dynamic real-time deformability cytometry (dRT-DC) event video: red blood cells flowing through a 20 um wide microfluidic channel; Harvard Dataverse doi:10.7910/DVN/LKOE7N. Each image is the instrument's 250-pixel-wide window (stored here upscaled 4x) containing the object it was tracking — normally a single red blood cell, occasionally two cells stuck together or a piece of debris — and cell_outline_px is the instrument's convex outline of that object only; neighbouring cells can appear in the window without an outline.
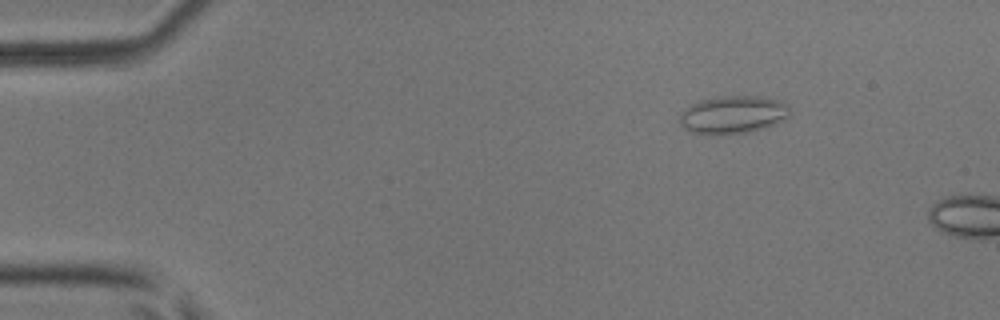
{"species": "common noctule bat (a hibernating species)", "species_latin": "Nyctalus noctula", "temperature_condition": "room temperature", "stored_images_in_passage": 3, "camera_frame_rate_fps": 3000, "um_per_image_px": 0.085, "animal": {"sex": "male", "body_mass_g": 17.9, "forearm_length_mm": 54.2}, "frame": {"image": 1, "passage_image": 2, "time_ms": 0.333, "image_size_px": [1000, 320], "cell_outline_px": [[792, 112], [788, 116], [776, 124], [764, 128], [748, 132], [716, 136], [688, 132], [680, 124], [680, 116], [692, 104], [700, 100], [720, 96], [760, 96], [776, 100], [788, 104]], "centroid_in_image_um": [62.31, 9.77], "position_along_channel_um": 22.7, "area_um2": 24.51}}